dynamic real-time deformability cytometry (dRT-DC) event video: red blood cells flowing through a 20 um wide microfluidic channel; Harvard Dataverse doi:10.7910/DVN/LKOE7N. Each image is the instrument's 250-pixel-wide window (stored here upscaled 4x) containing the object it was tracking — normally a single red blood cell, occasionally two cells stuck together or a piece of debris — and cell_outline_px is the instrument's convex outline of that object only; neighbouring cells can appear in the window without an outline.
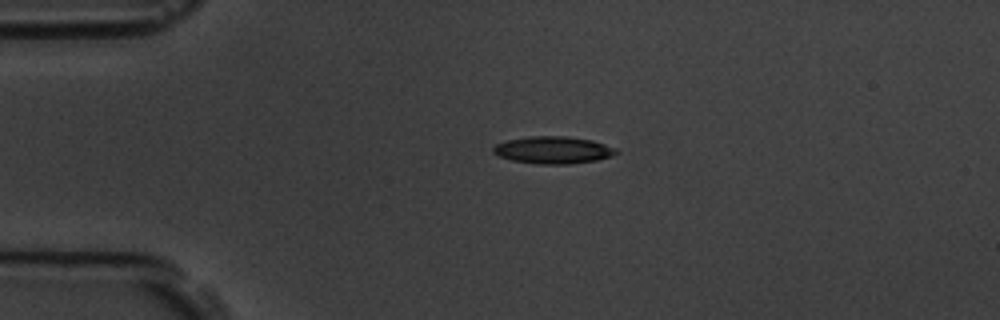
{"species": "common noctule bat (a hibernating species)", "species_latin": "Nyctalus noctula", "temperature_condition": "room temperature", "stored_images_in_passage": 2, "camera_frame_rate_fps": 3000, "um_per_image_px": 0.085, "animal": {"sex": "male", "body_mass_g": 19.5, "forearm_length_mm": 54.6}, "frame": {"image": 1, "passage_image": 1, "time_ms": 0.0, "image_size_px": [1000, 320], "cell_outline_px": [[620, 152], [612, 156], [596, 160], [572, 164], [540, 164], [512, 160], [500, 156], [492, 152], [492, 148], [496, 144], [508, 140], [528, 136], [568, 136], [592, 140], [616, 148]], "centroid_in_image_um": [47.04, 12.75], "position_along_channel_um": 38.0, "area_um2": 19.54}}